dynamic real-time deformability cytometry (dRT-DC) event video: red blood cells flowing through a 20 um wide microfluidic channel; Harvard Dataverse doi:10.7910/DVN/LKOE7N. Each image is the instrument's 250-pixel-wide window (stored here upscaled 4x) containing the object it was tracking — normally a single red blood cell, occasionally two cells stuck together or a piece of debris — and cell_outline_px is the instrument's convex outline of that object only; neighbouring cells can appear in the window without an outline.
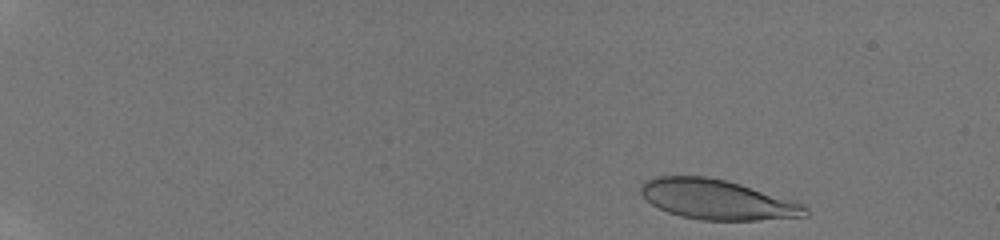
{"species": "human", "species_latin": "Homo sapiens", "temperature_condition": "room temperature", "stored_images_in_passage": 46, "camera_frame_rate_fps": 3000, "um_per_image_px": 0.085, "donor": {"sex": "male"}, "frame": {"image": 1, "passage_image": 2, "time_ms": 0.333, "image_size_px": [1000, 240], "cell_outline_px": [[808, 216], [756, 220], [700, 220], [680, 216], [668, 212], [652, 204], [640, 192], [640, 184], [656, 176], [708, 176], [740, 184], [800, 200], [808, 208]], "centroid_in_image_um": [61.04, 16.96], "position_along_channel_um": 24.0, "area_um2": 38.61}}
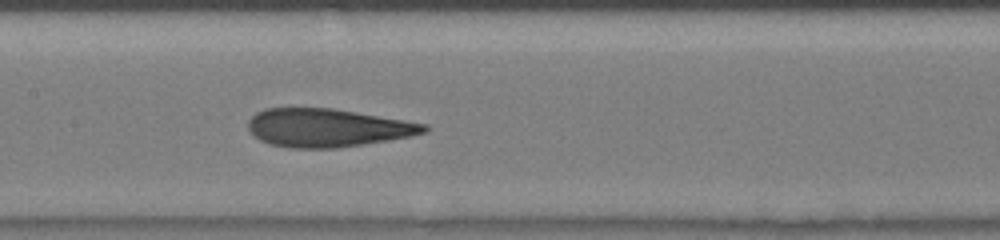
{"frame": {"image": 2, "passage_image": 24, "time_ms": 7.667, "image_size_px": [1000, 240], "cell_outline_px": [[428, 132], [412, 136], [388, 140], [336, 148], [292, 148], [272, 144], [260, 140], [248, 128], [248, 120], [256, 112], [264, 108], [332, 108], [428, 124]], "centroid_in_image_um": [27.85, 10.85], "position_along_channel_um": 179.6, "area_um2": 39.02}}
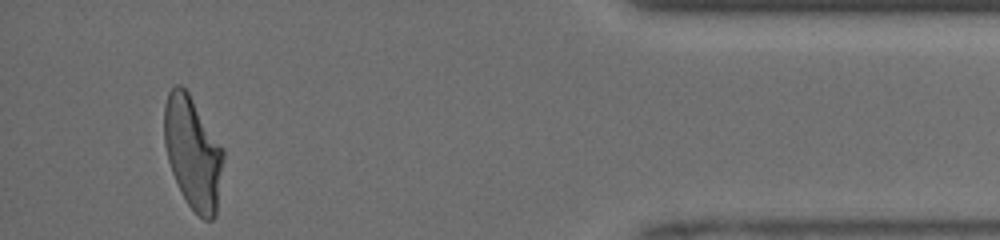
{"frame": {"image": 3, "passage_image": 44, "time_ms": 14.333, "image_size_px": [1000, 240], "cell_outline_px": [[224, 160], [216, 216], [212, 220], [204, 220], [188, 204], [180, 192], [172, 172], [168, 160], [164, 144], [164, 104], [168, 92], [176, 84], [180, 84], [188, 92], [224, 148]], "centroid_in_image_um": [16.4, 12.98], "position_along_channel_um": 418.8, "area_um2": 38.9}, "authors_computed_cell_mechanics": {"area_um2": 39.3907, "velocity_mm_per_s": 4.2248, "shape_relaxation_time_tau1_ms": 6.0388, "shape_relaxation_time_tau2_ms": 1.331, "deformation_change_tau1": 0.2214, "deformation_change_tau2": 0.0962}}